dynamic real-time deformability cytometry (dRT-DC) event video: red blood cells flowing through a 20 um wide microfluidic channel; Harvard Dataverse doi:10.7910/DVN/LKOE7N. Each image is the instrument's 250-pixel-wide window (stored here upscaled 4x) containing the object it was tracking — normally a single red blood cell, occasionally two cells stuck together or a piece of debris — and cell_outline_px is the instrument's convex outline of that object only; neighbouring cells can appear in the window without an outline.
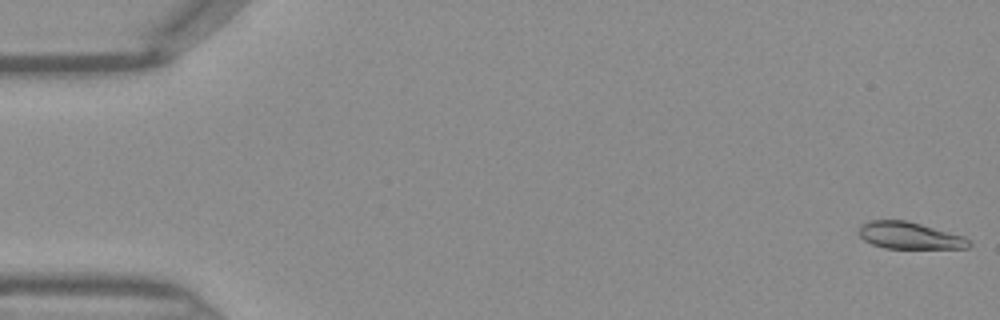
{"species": "Egyptian fruit bat (a non-hibernating species)", "species_latin": "Rousettus aegyptiacus", "temperature_condition": "warm", "stored_images_in_passage": 47, "camera_frame_rate_fps": 3000, "um_per_image_px": 0.085, "frame": {"image": 1, "passage_image": 1, "time_ms": 0.0, "image_size_px": [1000, 320], "cell_outline_px": [[972, 244], [968, 248], [884, 248], [872, 244], [864, 240], [860, 236], [860, 224], [868, 220], [908, 220], [964, 236]], "centroid_in_image_um": [77.3, 20.01], "position_along_channel_um": 7.7, "area_um2": 17.28}}
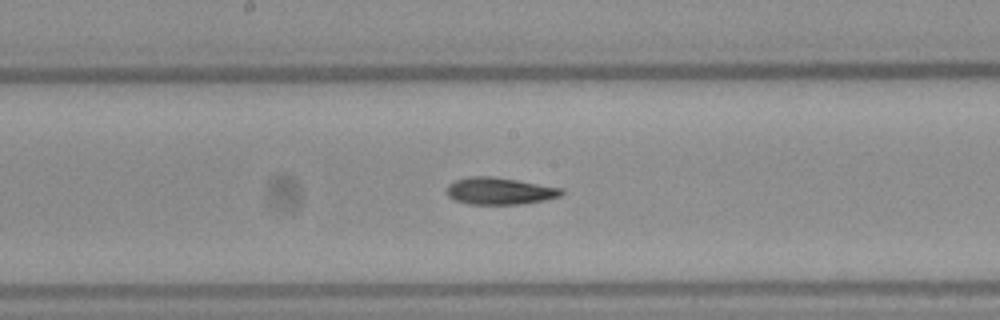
{"frame": {"image": 2, "passage_image": 24, "time_ms": 7.667, "image_size_px": [1000, 320], "cell_outline_px": [[564, 192], [560, 196], [544, 200], [520, 204], [468, 204], [456, 200], [448, 196], [444, 192], [448, 184], [456, 180], [468, 176], [492, 176], [564, 188]], "centroid_in_image_um": [42.44, 16.23], "position_along_channel_um": 205.8, "area_um2": 18.15}}
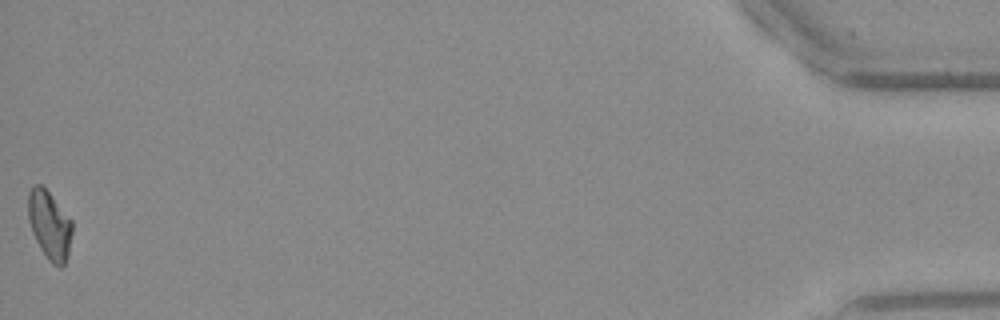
{"frame": {"image": 3, "passage_image": 46, "time_ms": 15.0, "image_size_px": [1000, 320], "cell_outline_px": [[72, 232], [68, 252], [64, 264], [60, 268], [52, 264], [48, 260], [40, 248], [32, 232], [28, 220], [28, 192], [36, 184], [40, 184], [48, 192], [72, 220]], "centroid_in_image_um": [4.2, 19.15], "position_along_channel_um": 431.0, "area_um2": 17.4}}